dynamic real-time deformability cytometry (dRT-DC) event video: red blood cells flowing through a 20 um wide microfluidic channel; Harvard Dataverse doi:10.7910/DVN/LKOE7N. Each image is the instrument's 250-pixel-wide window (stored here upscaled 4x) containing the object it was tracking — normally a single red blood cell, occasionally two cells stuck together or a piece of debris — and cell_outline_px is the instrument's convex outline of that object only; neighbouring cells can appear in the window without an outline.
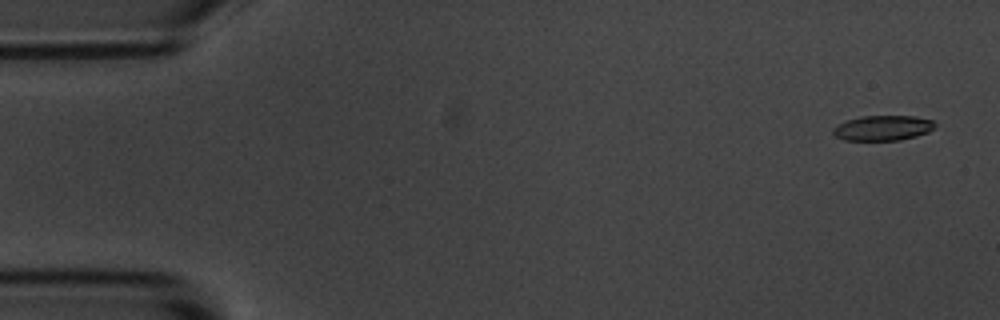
{"species": "common noctule bat (a hibernating species)", "species_latin": "Nyctalus noctula", "temperature_condition": "room temperature", "stored_images_in_passage": 4, "camera_frame_rate_fps": 3000, "um_per_image_px": 0.085, "animal": {"sex": "male", "body_mass_g": 20.1, "forearm_length_mm": 53.5}, "frame": {"image": 1, "passage_image": 1, "time_ms": 0.0, "image_size_px": [1000, 320], "cell_outline_px": [[936, 124], [928, 132], [916, 136], [900, 140], [844, 140], [836, 136], [832, 132], [832, 128], [836, 124], [860, 116], [916, 116], [932, 120]], "centroid_in_image_um": [75.01, 10.87], "position_along_channel_um": 10.0, "area_um2": 14.91}}
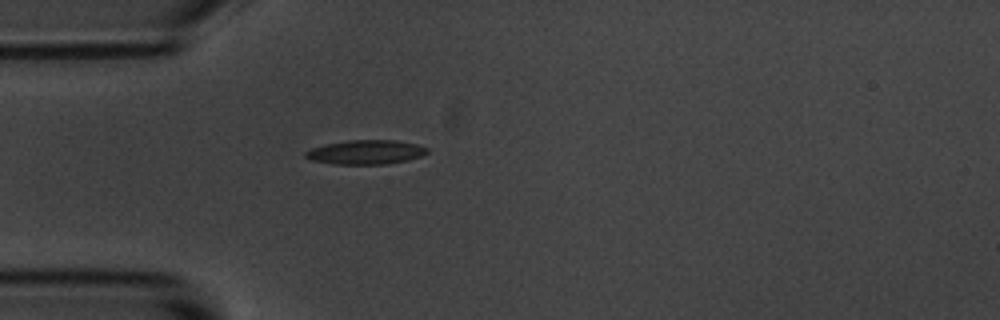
{"frame": {"image": 2, "passage_image": 4, "time_ms": 4.333, "image_size_px": [1000, 320], "cell_outline_px": [[428, 152], [420, 156], [408, 160], [388, 164], [332, 164], [312, 160], [304, 156], [304, 152], [312, 148], [324, 144], [348, 140], [396, 140], [416, 144], [428, 148]], "centroid_in_image_um": [31.08, 12.93], "position_along_channel_um": 53.9, "area_um2": 17.22}}